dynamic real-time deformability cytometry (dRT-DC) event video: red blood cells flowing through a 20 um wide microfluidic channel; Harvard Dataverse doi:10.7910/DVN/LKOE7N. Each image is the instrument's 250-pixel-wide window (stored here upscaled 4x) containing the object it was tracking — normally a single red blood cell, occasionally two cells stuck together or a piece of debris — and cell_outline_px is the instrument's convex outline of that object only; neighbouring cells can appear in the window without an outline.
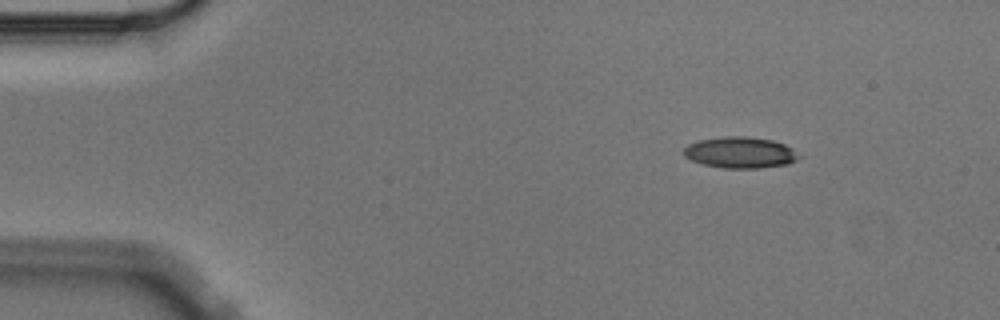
{"species": "Egyptian fruit bat (a non-hibernating species)", "species_latin": "Rousettus aegyptiacus", "temperature_condition": "cold", "stored_images_in_passage": 5, "camera_frame_rate_fps": 3000, "um_per_image_px": 0.085, "animal": {"sex": "male"}, "frame": {"image": 1, "passage_image": 1, "time_ms": 0.0, "image_size_px": [1000, 320], "cell_outline_px": [[800, 156], [796, 160], [788, 164], [760, 168], [724, 168], [704, 164], [692, 160], [684, 156], [684, 148], [688, 144], [700, 140], [724, 136], [744, 136], [772, 140], [784, 144], [792, 148]], "centroid_in_image_um": [62.92, 12.96], "position_along_channel_um": 22.1, "area_um2": 20.81}}
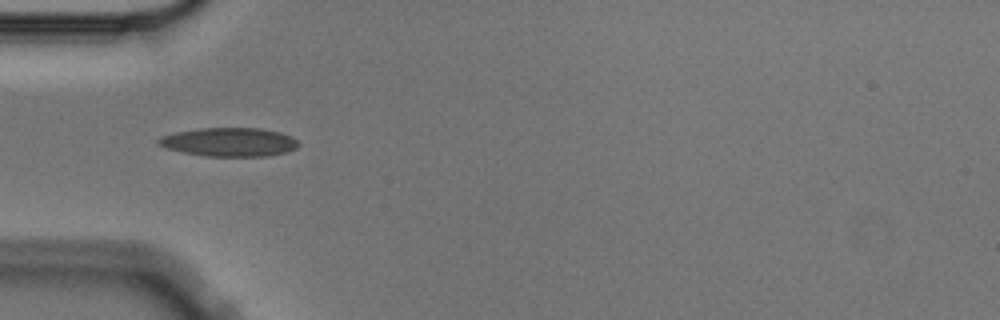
{"frame": {"image": 2, "passage_image": 4, "time_ms": 1.0, "image_size_px": [1000, 320], "cell_outline_px": [[300, 144], [296, 148], [284, 152], [268, 156], [208, 156], [184, 152], [168, 148], [160, 144], [156, 140], [164, 136], [176, 132], [200, 128], [260, 128], [280, 132], [292, 136]], "centroid_in_image_um": [19.54, 12.07], "position_along_channel_um": 65.5, "area_um2": 23.12}}
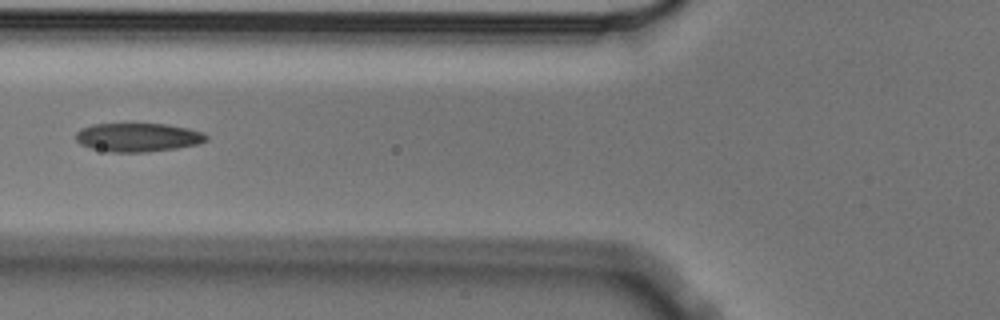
{"frame": {"image": 3, "passage_image": 5, "time_ms": 1.333, "image_size_px": [1000, 320], "cell_outline_px": [[208, 140], [200, 144], [176, 148], [148, 152], [108, 152], [92, 148], [80, 144], [76, 140], [76, 132], [80, 128], [92, 124], [168, 124], [188, 128], [204, 132], [208, 136]], "centroid_in_image_um": [11.75, 11.67], "position_along_channel_um": 114.1, "area_um2": 22.02}}